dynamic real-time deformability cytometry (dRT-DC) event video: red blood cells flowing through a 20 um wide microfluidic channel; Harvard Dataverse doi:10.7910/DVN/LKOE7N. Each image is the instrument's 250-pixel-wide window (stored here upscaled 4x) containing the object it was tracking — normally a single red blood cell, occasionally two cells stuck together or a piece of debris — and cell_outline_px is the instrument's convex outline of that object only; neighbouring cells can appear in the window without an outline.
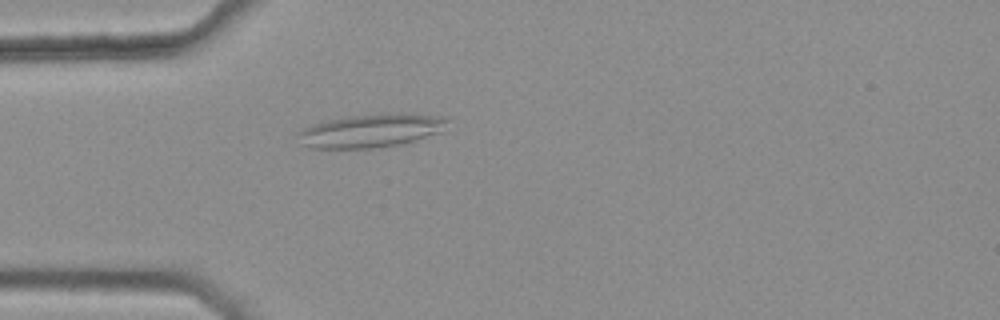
{"species": "common noctule bat (a hibernating species)", "species_latin": "Nyctalus noctula", "temperature_condition": "warm", "stored_images_in_passage": 37, "camera_frame_rate_fps": 3000, "um_per_image_px": 0.085, "animal": {"sex": "female", "body_mass_g": 25.1}, "frame": {"image": 1, "passage_image": 4, "time_ms": 1.0, "image_size_px": [1000, 320], "cell_outline_px": [[448, 120], [440, 132], [400, 144], [372, 148], [308, 148], [304, 144], [296, 132], [312, 124], [324, 120], [348, 116], [384, 112], [444, 116]], "centroid_in_image_um": [31.5, 11.08], "position_along_channel_um": 53.5, "area_um2": 29.02}}
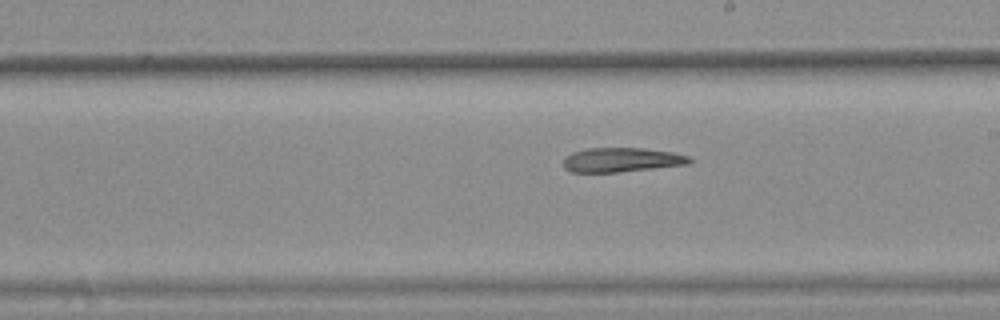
{"frame": {"image": 2, "passage_image": 19, "time_ms": 6.0, "image_size_px": [1000, 320], "cell_outline_px": [[692, 160], [688, 164], [620, 172], [568, 172], [564, 168], [564, 156], [572, 152], [584, 148], [644, 148], [672, 152], [688, 156]], "centroid_in_image_um": [52.78, 13.58], "position_along_channel_um": 236.2, "area_um2": 17.98}}
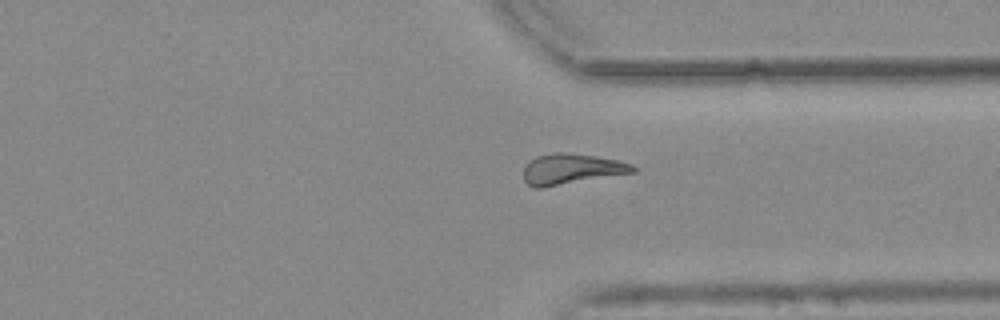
{"frame": {"image": 3, "passage_image": 29, "time_ms": 9.333, "image_size_px": [1000, 320], "cell_outline_px": [[636, 172], [544, 188], [532, 188], [524, 180], [524, 168], [528, 160], [536, 156], [556, 152], [564, 152], [596, 156], [616, 160], [632, 164], [636, 168]], "centroid_in_image_um": [48.54, 14.38], "position_along_channel_um": 362.9, "area_um2": 19.71}}